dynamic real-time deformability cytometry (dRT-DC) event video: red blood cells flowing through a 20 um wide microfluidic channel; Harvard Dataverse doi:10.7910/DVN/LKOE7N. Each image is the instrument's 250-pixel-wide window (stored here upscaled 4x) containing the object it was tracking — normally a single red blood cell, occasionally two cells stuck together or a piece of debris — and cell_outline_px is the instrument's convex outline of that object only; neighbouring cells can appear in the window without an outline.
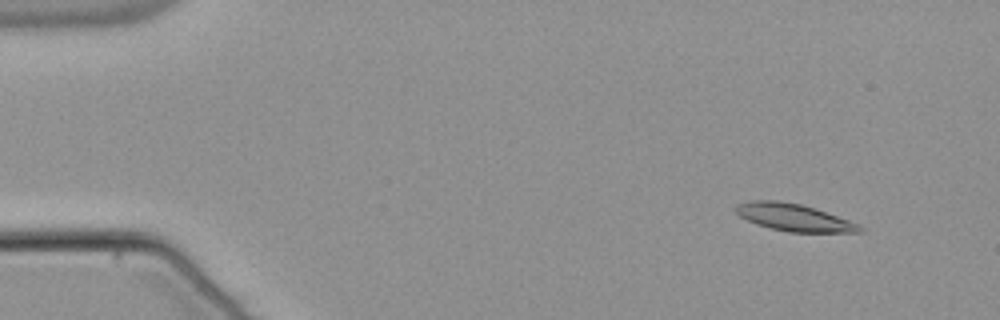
{"species": "common noctule bat (a hibernating species)", "species_latin": "Nyctalus noctula", "temperature_condition": "warm", "stored_images_in_passage": 54, "camera_frame_rate_fps": 3000, "um_per_image_px": 0.085, "animal": {"sex": "male", "body_mass_g": 21.5, "forearm_length_mm": 52.0}, "frame": {"image": 1, "passage_image": 5, "time_ms": 1.333, "image_size_px": [1000, 320], "cell_outline_px": [[864, 228], [860, 232], [788, 232], [756, 224], [740, 216], [736, 212], [736, 204], [752, 200], [776, 200], [800, 204], [848, 220]], "centroid_in_image_um": [67.43, 18.48], "position_along_channel_um": 17.6, "area_um2": 19.19}}
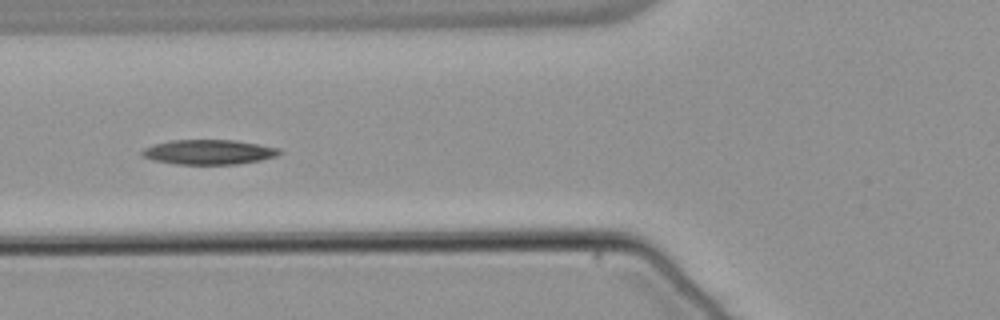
{"frame": {"image": 2, "passage_image": 21, "time_ms": 6.667, "image_size_px": [1000, 320], "cell_outline_px": [[284, 152], [276, 156], [260, 160], [236, 164], [176, 164], [152, 160], [144, 156], [140, 152], [144, 148], [156, 144], [172, 140], [236, 140], [276, 148]], "centroid_in_image_um": [17.74, 12.93], "position_along_channel_um": 108.1, "area_um2": 19.59}}
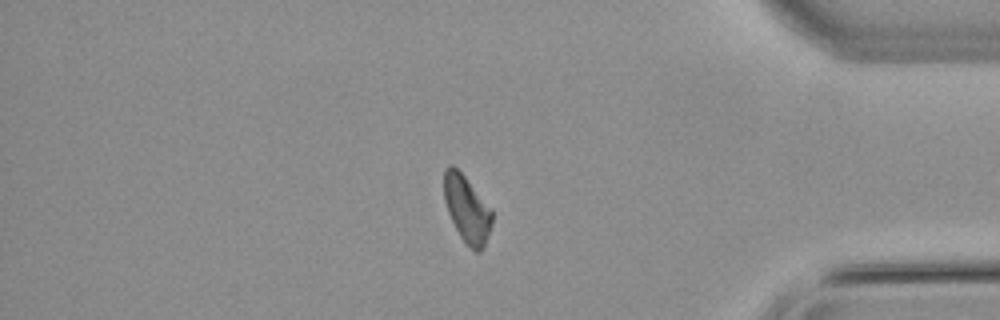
{"frame": {"image": 3, "passage_image": 46, "time_ms": 15.0, "image_size_px": [1000, 320], "cell_outline_px": [[492, 224], [484, 248], [480, 252], [476, 252], [460, 236], [448, 212], [444, 200], [444, 168], [448, 164], [452, 164], [464, 176], [492, 208]], "centroid_in_image_um": [39.69, 17.75], "position_along_channel_um": 395.5, "area_um2": 18.61}}